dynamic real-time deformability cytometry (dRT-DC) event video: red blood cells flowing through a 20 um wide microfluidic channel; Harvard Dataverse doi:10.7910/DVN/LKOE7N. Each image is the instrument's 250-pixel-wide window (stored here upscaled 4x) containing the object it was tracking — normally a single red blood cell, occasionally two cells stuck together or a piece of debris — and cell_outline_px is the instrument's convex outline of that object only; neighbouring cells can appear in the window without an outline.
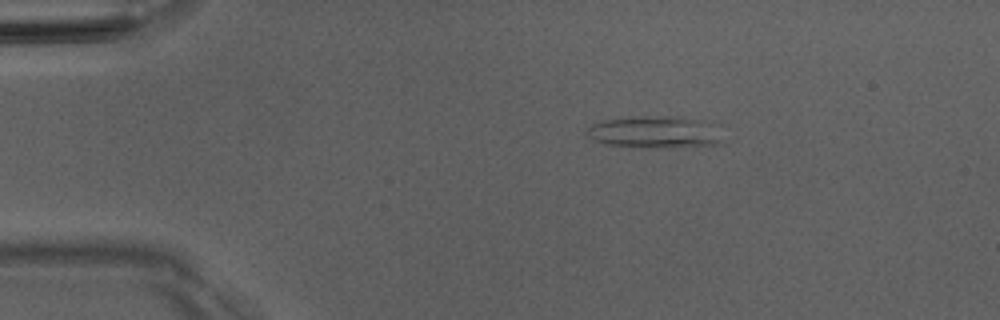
{"species": "Egyptian fruit bat (a non-hibernating species)", "species_latin": "Rousettus aegyptiacus", "temperature_condition": "room temperature", "stored_images_in_passage": 42, "camera_frame_rate_fps": 3000, "um_per_image_px": 0.085, "animal": {"sex": "male"}, "frame": {"image": 1, "passage_image": 1, "time_ms": 0.0, "image_size_px": [1000, 320], "cell_outline_px": [[724, 144], [664, 148], [644, 148], [604, 144], [592, 140], [584, 132], [592, 124], [604, 120], [628, 116], [680, 116], [704, 120], [724, 140]], "centroid_in_image_um": [55.6, 11.24], "position_along_channel_um": 29.4, "area_um2": 25.78}}
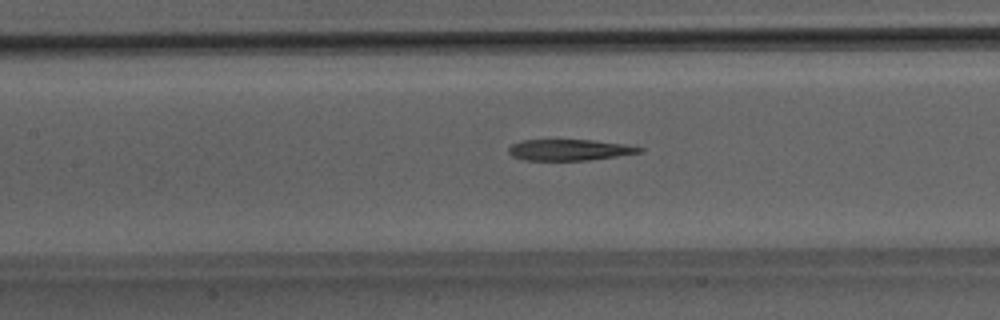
{"frame": {"image": 2, "passage_image": 15, "time_ms": 4.667, "image_size_px": [1000, 320], "cell_outline_px": [[644, 148], [640, 152], [616, 156], [588, 160], [524, 160], [512, 156], [508, 152], [508, 148], [512, 144], [520, 140], [592, 140], [624, 144]], "centroid_in_image_um": [48.35, 12.74], "position_along_channel_um": 159.1, "area_um2": 15.95}}
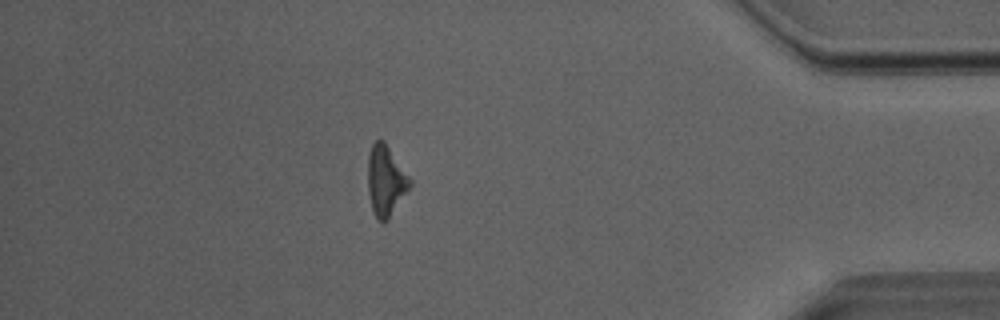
{"frame": {"image": 3, "passage_image": 36, "time_ms": 11.667, "image_size_px": [1000, 320], "cell_outline_px": [[412, 184], [388, 220], [384, 224], [376, 220], [372, 212], [368, 192], [368, 156], [372, 144], [376, 140], [384, 140], [412, 180]], "centroid_in_image_um": [32.78, 15.4], "position_along_channel_um": 402.4, "area_um2": 17.46}, "authors_computed_cell_mechanics": {"area_um2": 17.3689, "velocity_mm_per_s": 4.0633, "shape_relaxation_time_tau1_ms": 7.5126, "shape_relaxation_time_tau2_ms": 7.6898, "deformation_change_tau1": 0.2271, "deformation_change_tau2": 0.2679}}